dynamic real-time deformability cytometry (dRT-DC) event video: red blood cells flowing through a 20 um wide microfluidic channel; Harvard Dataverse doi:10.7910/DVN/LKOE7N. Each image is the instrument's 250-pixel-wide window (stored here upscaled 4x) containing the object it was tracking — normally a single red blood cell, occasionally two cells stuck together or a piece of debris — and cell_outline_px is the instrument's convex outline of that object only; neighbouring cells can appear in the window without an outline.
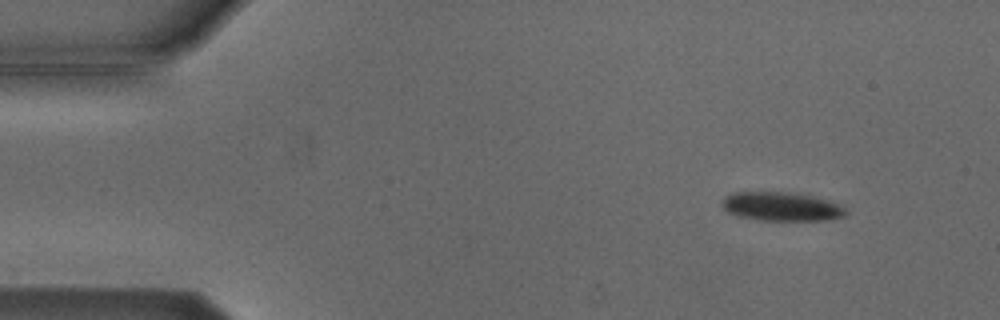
{"species": "Egyptian fruit bat (a non-hibernating species)", "species_latin": "Rousettus aegyptiacus", "temperature_condition": "cold", "stored_images_in_passage": 9, "camera_frame_rate_fps": 3000, "um_per_image_px": 0.085, "animal": {"sex": "male"}, "frame": {"image": 1, "passage_image": 1, "time_ms": 0.0, "image_size_px": [1000, 320], "cell_outline_px": [[848, 212], [844, 216], [828, 220], [760, 220], [736, 216], [728, 212], [720, 204], [724, 196], [732, 192], [788, 192], [828, 200], [844, 208]], "centroid_in_image_um": [66.35, 17.56], "position_along_channel_um": 18.6, "area_um2": 20.69}}
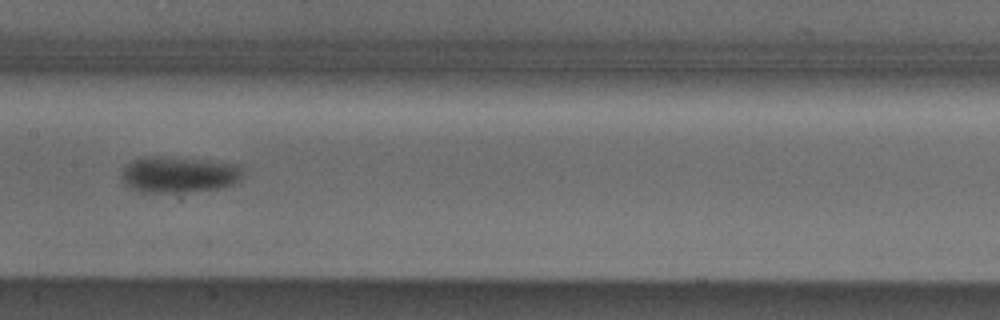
{"frame": {"image": 2, "passage_image": 7, "time_ms": 7.0, "image_size_px": [1000, 320], "cell_outline_px": [[244, 168], [240, 180], [232, 184], [220, 188], [172, 192], [140, 192], [128, 188], [120, 180], [120, 176], [124, 164], [132, 160], [144, 156], [160, 156], [204, 160], [240, 164]], "centroid_in_image_um": [15.14, 14.82], "position_along_channel_um": 192.3, "area_um2": 25.89}}
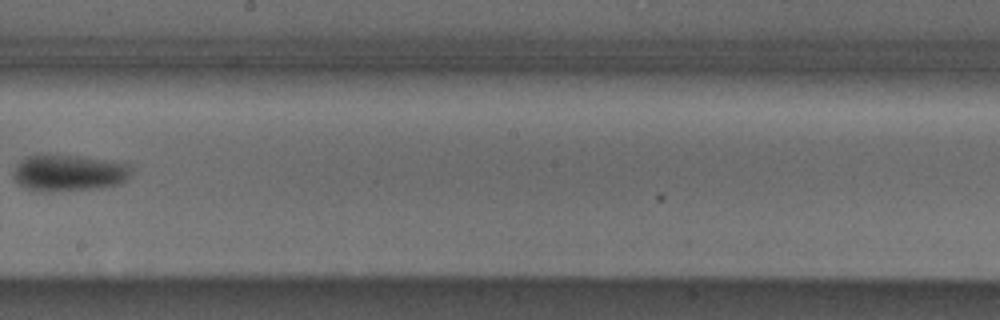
{"frame": {"image": 3, "passage_image": 8, "time_ms": 8.333, "image_size_px": [1000, 320], "cell_outline_px": [[132, 172], [120, 184], [100, 188], [24, 188], [12, 176], [16, 164], [20, 160], [28, 156], [76, 156], [104, 160], [128, 164], [132, 168]], "centroid_in_image_um": [5.89, 14.66], "position_along_channel_um": 242.3, "area_um2": 23.64}}